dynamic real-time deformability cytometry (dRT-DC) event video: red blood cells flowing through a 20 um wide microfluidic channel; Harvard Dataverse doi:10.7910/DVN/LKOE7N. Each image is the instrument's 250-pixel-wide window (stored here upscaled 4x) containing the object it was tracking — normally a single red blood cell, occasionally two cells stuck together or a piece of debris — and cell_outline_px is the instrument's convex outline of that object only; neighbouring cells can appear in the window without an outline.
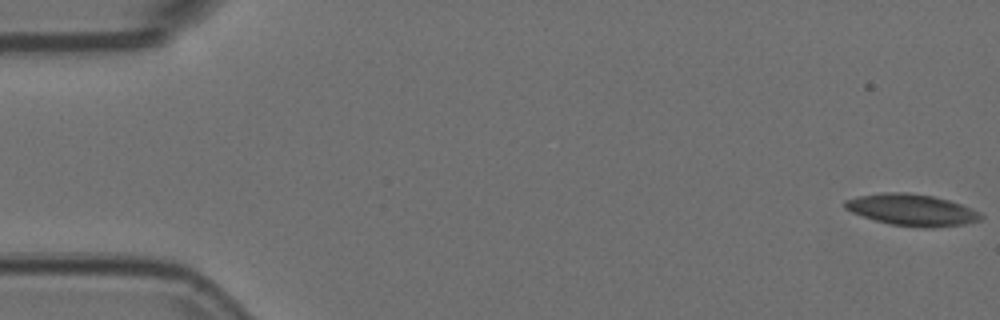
{"species": "Egyptian fruit bat (a non-hibernating species)", "species_latin": "Rousettus aegyptiacus", "temperature_condition": "room temperature", "stored_images_in_passage": 13, "camera_frame_rate_fps": 3000, "um_per_image_px": 0.085, "animal": {"sex": "female"}, "frame": {"image": 1, "passage_image": 1, "time_ms": 0.0, "image_size_px": [1000, 320], "cell_outline_px": [[984, 216], [980, 220], [964, 224], [924, 228], [888, 224], [852, 212], [844, 208], [844, 200], [856, 196], [884, 192], [908, 192], [932, 196], [948, 200], [960, 204], [980, 212]], "centroid_in_image_um": [77.48, 17.83], "position_along_channel_um": 7.5, "area_um2": 24.91}}